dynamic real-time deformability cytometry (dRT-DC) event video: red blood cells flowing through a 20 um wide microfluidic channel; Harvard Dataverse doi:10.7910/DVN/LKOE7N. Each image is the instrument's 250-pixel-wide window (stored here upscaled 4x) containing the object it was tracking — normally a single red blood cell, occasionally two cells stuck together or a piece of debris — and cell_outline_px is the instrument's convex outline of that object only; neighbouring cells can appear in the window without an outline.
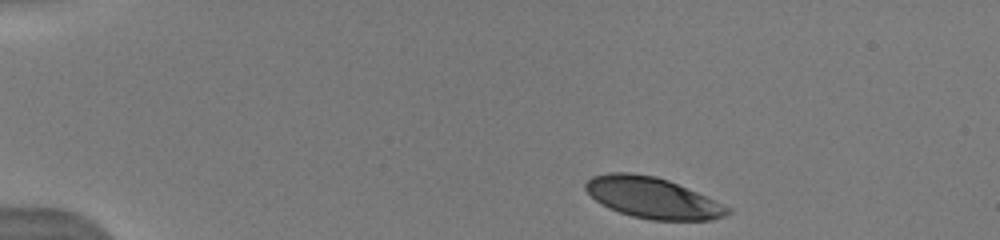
{"species": "human", "species_latin": "Homo sapiens", "temperature_condition": "warm", "stored_images_in_passage": 5, "camera_frame_rate_fps": 3000, "um_per_image_px": 0.085, "donor": {"sex": "male"}, "frame": {"image": 1, "passage_image": 1, "time_ms": 0.0, "image_size_px": [1000, 240], "cell_outline_px": [[732, 212], [724, 216], [712, 220], [652, 220], [632, 216], [608, 208], [596, 200], [584, 188], [584, 184], [592, 176], [608, 172], [632, 172], [656, 176], [668, 180], [696, 192], [732, 208]], "centroid_in_image_um": [55.46, 16.81], "position_along_channel_um": 29.5, "area_um2": 33.81}}
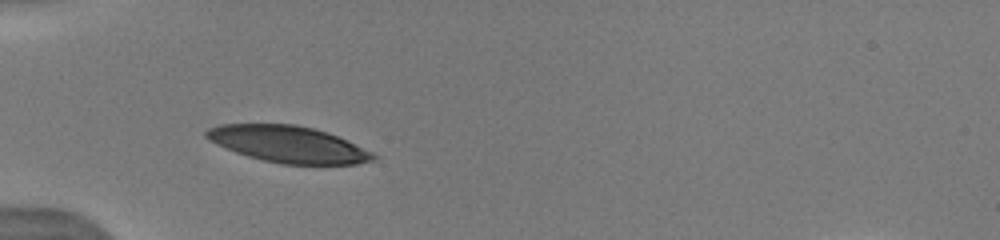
{"frame": {"image": 2, "passage_image": 4, "time_ms": 2.667, "image_size_px": [1000, 240], "cell_outline_px": [[376, 160], [356, 164], [284, 164], [264, 160], [248, 156], [236, 152], [216, 144], [204, 136], [204, 132], [208, 128], [220, 124], [296, 124], [328, 132], [372, 152], [376, 156]], "centroid_in_image_um": [24.48, 12.25], "position_along_channel_um": 60.5, "area_um2": 35.32}}